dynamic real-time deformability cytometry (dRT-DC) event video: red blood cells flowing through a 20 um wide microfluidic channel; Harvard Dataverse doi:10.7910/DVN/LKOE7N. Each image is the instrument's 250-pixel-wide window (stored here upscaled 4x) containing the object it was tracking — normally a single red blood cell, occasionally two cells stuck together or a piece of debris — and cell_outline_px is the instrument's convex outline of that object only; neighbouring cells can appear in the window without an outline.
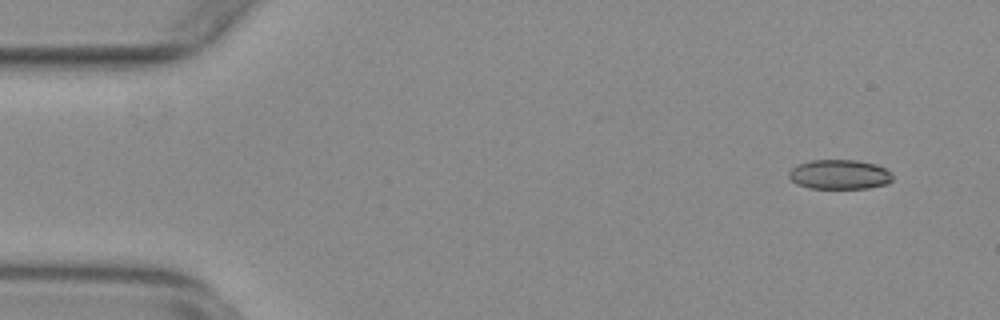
{"species": "common noctule bat (a hibernating species)", "species_latin": "Nyctalus noctula", "temperature_condition": "warm", "stored_images_in_passage": 53, "camera_frame_rate_fps": 3000, "um_per_image_px": 0.085, "animal": {"sex": "female", "body_mass_g": 29.2, "forearm_length_mm": 56.3}, "frame": {"image": 1, "passage_image": 2, "time_ms": 0.333, "image_size_px": [1000, 320], "cell_outline_px": [[892, 180], [888, 184], [868, 188], [808, 188], [796, 184], [788, 176], [788, 172], [792, 168], [800, 164], [812, 160], [856, 160], [876, 164], [892, 172]], "centroid_in_image_um": [71.37, 14.83], "position_along_channel_um": 13.6, "area_um2": 17.92}}
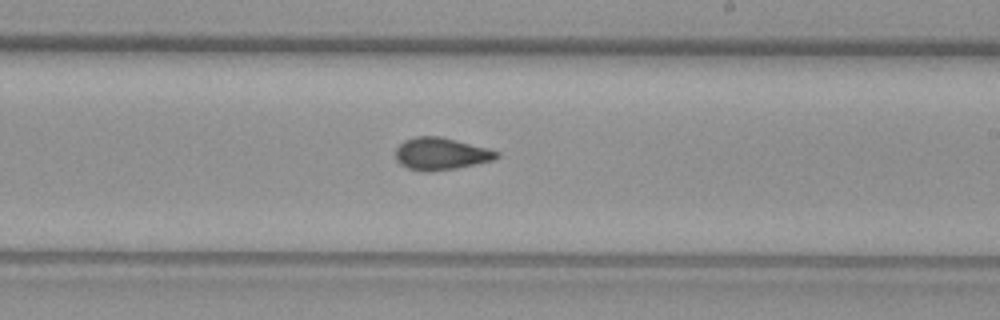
{"frame": {"image": 2, "passage_image": 30, "time_ms": 9.667, "image_size_px": [1000, 320], "cell_outline_px": [[500, 156], [492, 160], [476, 164], [456, 168], [428, 172], [424, 172], [408, 168], [400, 164], [396, 160], [396, 148], [404, 140], [416, 136], [440, 136], [488, 148], [500, 152]], "centroid_in_image_um": [37.47, 13.07], "position_along_channel_um": 251.5, "area_um2": 19.02}}
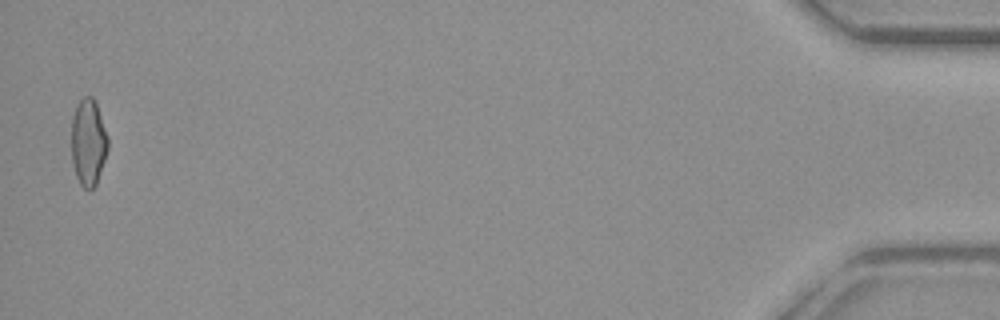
{"frame": {"image": 3, "passage_image": 52, "time_ms": 17.0, "image_size_px": [1000, 320], "cell_outline_px": [[108, 148], [96, 184], [92, 188], [84, 188], [80, 184], [76, 176], [72, 164], [72, 116], [76, 104], [84, 96], [92, 96], [96, 104], [108, 136]], "centroid_in_image_um": [7.49, 12.08], "position_along_channel_um": 427.7, "area_um2": 18.32}, "authors_computed_cell_mechanics": {"area_um2": 18.6694, "velocity_mm_per_s": 3.7698, "shape_relaxation_time_tau1_ms": null, "shape_relaxation_time_tau2_ms": 1.4123, "deformation_change_tau1": null, "deformation_change_tau2": 0.0659}}